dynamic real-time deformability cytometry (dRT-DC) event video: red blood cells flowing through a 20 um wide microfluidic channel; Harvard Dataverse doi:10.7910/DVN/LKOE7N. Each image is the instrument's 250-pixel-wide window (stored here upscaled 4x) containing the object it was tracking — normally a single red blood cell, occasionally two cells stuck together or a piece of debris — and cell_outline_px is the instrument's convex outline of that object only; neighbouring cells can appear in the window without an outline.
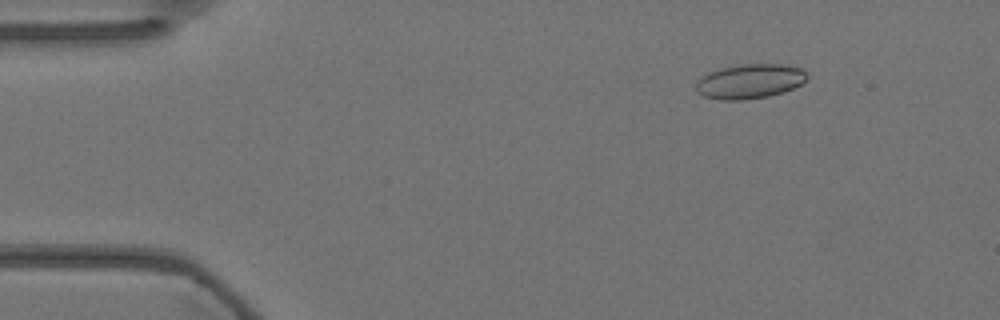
{"species": "Egyptian fruit bat (a non-hibernating species)", "species_latin": "Rousettus aegyptiacus", "temperature_condition": "warm", "stored_images_in_passage": 52, "camera_frame_rate_fps": 3000, "um_per_image_px": 0.085, "animal": {"sex": "female"}, "frame": {"image": 1, "passage_image": 5, "time_ms": 1.333, "image_size_px": [1000, 320], "cell_outline_px": [[808, 76], [800, 84], [784, 92], [768, 96], [744, 100], [720, 100], [704, 96], [696, 92], [696, 80], [700, 76], [708, 72], [720, 68], [740, 64], [788, 64], [800, 68]], "centroid_in_image_um": [63.68, 6.91], "position_along_channel_um": 21.3, "area_um2": 22.54}}
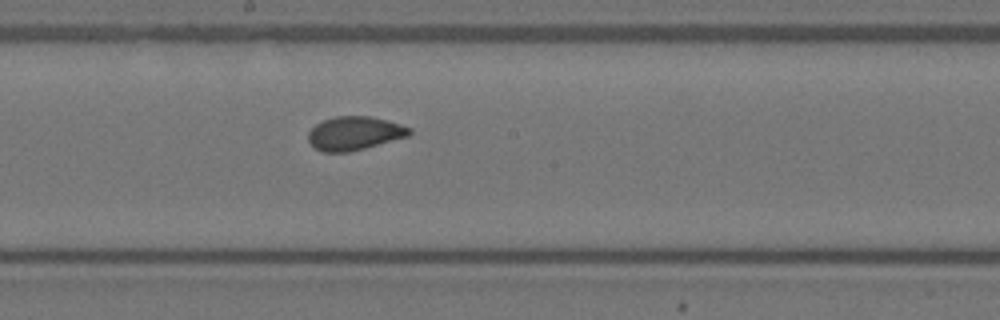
{"frame": {"image": 2, "passage_image": 28, "time_ms": 9.0, "image_size_px": [1000, 320], "cell_outline_px": [[412, 132], [408, 136], [364, 148], [348, 152], [324, 152], [316, 148], [308, 140], [308, 132], [316, 124], [332, 116], [368, 116], [388, 120], [412, 128]], "centroid_in_image_um": [30.13, 11.32], "position_along_channel_um": 218.1, "area_um2": 19.71}}
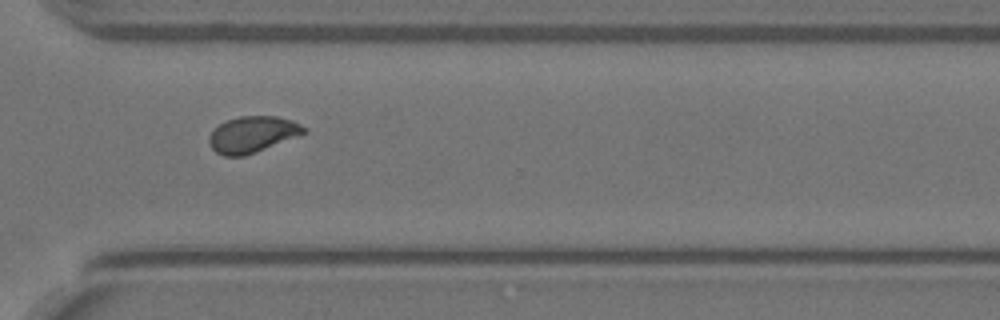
{"frame": {"image": 3, "passage_image": 39, "time_ms": 12.667, "image_size_px": [1000, 320], "cell_outline_px": [[308, 132], [256, 152], [244, 156], [224, 156], [216, 152], [208, 144], [208, 136], [220, 124], [228, 120], [240, 116], [276, 116], [292, 120], [308, 128]], "centroid_in_image_um": [21.47, 11.43], "position_along_channel_um": 349.1, "area_um2": 20.0}, "authors_computed_cell_mechanics": {"area_um2": 20.2011, "velocity_mm_per_s": 3.5875, "shape_relaxation_time_tau1_ms": 4.8588, "shape_relaxation_time_tau2_ms": 0.9632, "deformation_change_tau1": 0.1243, "deformation_change_tau2": 0.0518}}